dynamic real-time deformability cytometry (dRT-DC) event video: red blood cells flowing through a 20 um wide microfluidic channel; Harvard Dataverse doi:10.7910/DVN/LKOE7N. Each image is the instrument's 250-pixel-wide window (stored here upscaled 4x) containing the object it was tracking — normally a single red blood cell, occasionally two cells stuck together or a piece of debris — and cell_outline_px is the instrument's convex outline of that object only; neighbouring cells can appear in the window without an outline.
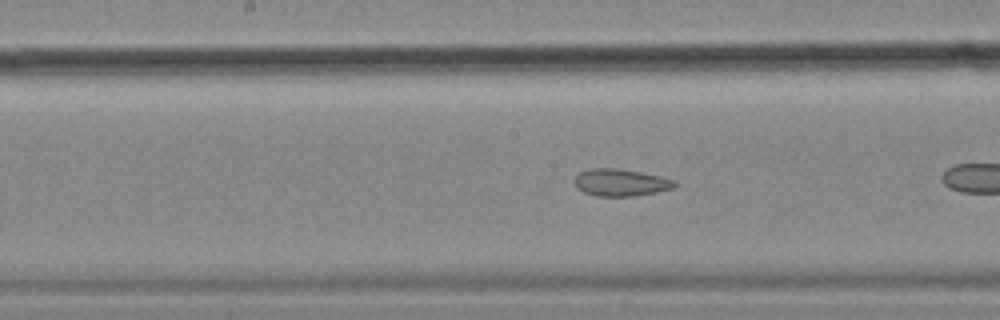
{"species": "common noctule bat (a hibernating species)", "species_latin": "Nyctalus noctula", "temperature_condition": "cold", "stored_images_in_passage": 28, "camera_frame_rate_fps": 3000, "um_per_image_px": 0.085, "animal": {"sex": "female", "body_mass_g": 18.4}, "frame": {"image": 1, "passage_image": 13, "time_ms": 4.0, "image_size_px": [1000, 320], "cell_outline_px": [[676, 188], [632, 196], [596, 196], [584, 192], [576, 188], [572, 180], [580, 172], [592, 168], [616, 168], [640, 172], [660, 176], [672, 180], [676, 184]], "centroid_in_image_um": [52.7, 15.51], "position_along_channel_um": 195.5, "area_um2": 15.78}}